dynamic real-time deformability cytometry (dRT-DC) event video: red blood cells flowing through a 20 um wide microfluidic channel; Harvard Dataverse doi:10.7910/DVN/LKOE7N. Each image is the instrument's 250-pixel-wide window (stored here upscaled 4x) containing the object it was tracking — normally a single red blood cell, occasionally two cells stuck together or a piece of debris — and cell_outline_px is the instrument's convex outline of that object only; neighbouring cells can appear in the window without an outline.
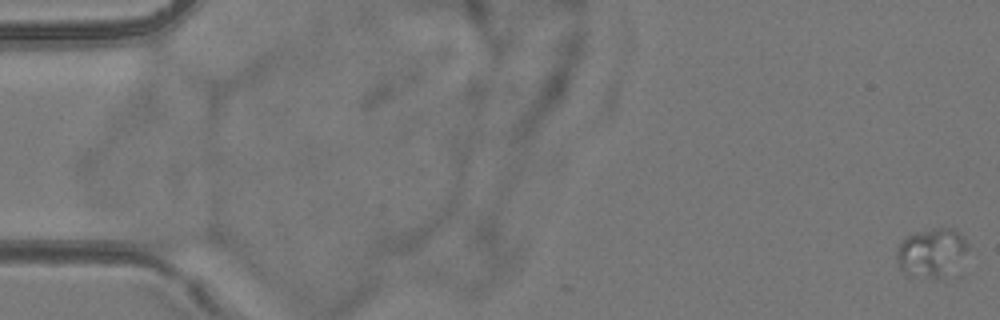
{"species": "common noctule bat (a hibernating species)", "species_latin": "Nyctalus noctula", "temperature_condition": "room temperature", "stored_images_in_passage": 6, "camera_frame_rate_fps": 3000, "um_per_image_px": 0.085, "animal": {"sex": "female", "body_mass_g": 24.6, "forearm_length_mm": 56.2}, "frame": {"image": 1, "passage_image": 1, "time_ms": 0.0, "image_size_px": [1000, 320], "cell_outline_px": [[968, 248], [948, 276], [944, 280], [936, 280], [908, 276], [900, 268], [896, 260], [896, 248], [908, 236], [932, 228], [956, 228], [964, 236], [968, 244]], "centroid_in_image_um": [79.18, 21.51], "position_along_channel_um": 5.8, "area_um2": 20.58}}
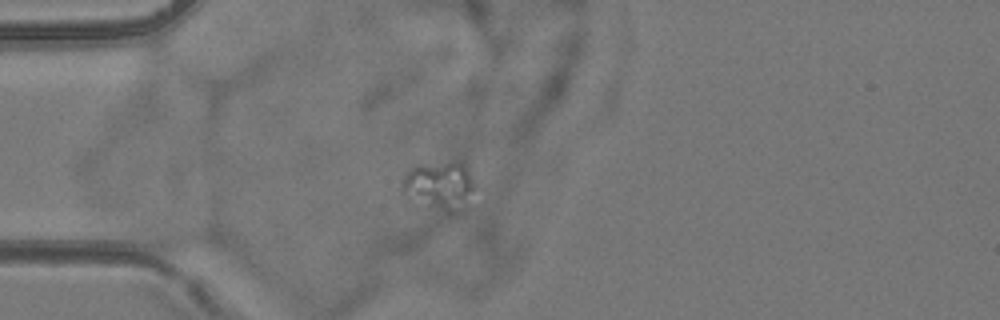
{"frame": {"image": 2, "passage_image": 5, "time_ms": 5.333, "image_size_px": [1000, 320], "cell_outline_px": [[480, 188], [468, 208], [464, 212], [456, 216], [408, 200], [400, 192], [400, 184], [404, 176], [416, 164], [464, 164], [468, 168]], "centroid_in_image_um": [37.46, 15.9], "position_along_channel_um": 47.5, "area_um2": 22.02}}